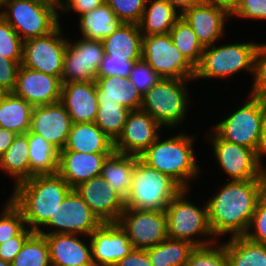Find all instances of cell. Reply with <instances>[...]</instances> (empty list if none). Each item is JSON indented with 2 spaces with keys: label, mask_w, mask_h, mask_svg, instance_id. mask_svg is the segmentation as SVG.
<instances>
[{
  "label": "cell",
  "mask_w": 266,
  "mask_h": 266,
  "mask_svg": "<svg viewBox=\"0 0 266 266\" xmlns=\"http://www.w3.org/2000/svg\"><path fill=\"white\" fill-rule=\"evenodd\" d=\"M75 189L102 223H117L125 202L105 179L93 177Z\"/></svg>",
  "instance_id": "cell-20"
},
{
  "label": "cell",
  "mask_w": 266,
  "mask_h": 266,
  "mask_svg": "<svg viewBox=\"0 0 266 266\" xmlns=\"http://www.w3.org/2000/svg\"><path fill=\"white\" fill-rule=\"evenodd\" d=\"M249 100L226 119L212 127L223 140L253 149L260 140L266 117V100L249 95Z\"/></svg>",
  "instance_id": "cell-9"
},
{
  "label": "cell",
  "mask_w": 266,
  "mask_h": 266,
  "mask_svg": "<svg viewBox=\"0 0 266 266\" xmlns=\"http://www.w3.org/2000/svg\"><path fill=\"white\" fill-rule=\"evenodd\" d=\"M254 226V227H253ZM253 227L251 233L250 229ZM255 228V229H254ZM247 239L266 245V193L264 192L256 205L255 212L251 218L248 230L243 235Z\"/></svg>",
  "instance_id": "cell-44"
},
{
  "label": "cell",
  "mask_w": 266,
  "mask_h": 266,
  "mask_svg": "<svg viewBox=\"0 0 266 266\" xmlns=\"http://www.w3.org/2000/svg\"><path fill=\"white\" fill-rule=\"evenodd\" d=\"M38 1L47 3V4L51 5V6H53L55 9H58V8L61 9V5H62V2H63L61 0H38Z\"/></svg>",
  "instance_id": "cell-56"
},
{
  "label": "cell",
  "mask_w": 266,
  "mask_h": 266,
  "mask_svg": "<svg viewBox=\"0 0 266 266\" xmlns=\"http://www.w3.org/2000/svg\"><path fill=\"white\" fill-rule=\"evenodd\" d=\"M61 151L113 153L114 142L94 123H73Z\"/></svg>",
  "instance_id": "cell-26"
},
{
  "label": "cell",
  "mask_w": 266,
  "mask_h": 266,
  "mask_svg": "<svg viewBox=\"0 0 266 266\" xmlns=\"http://www.w3.org/2000/svg\"><path fill=\"white\" fill-rule=\"evenodd\" d=\"M212 245V246H211ZM213 247V248H212ZM215 247V248H214ZM186 266H230L225 252V246L210 244L203 247H195L191 252Z\"/></svg>",
  "instance_id": "cell-39"
},
{
  "label": "cell",
  "mask_w": 266,
  "mask_h": 266,
  "mask_svg": "<svg viewBox=\"0 0 266 266\" xmlns=\"http://www.w3.org/2000/svg\"><path fill=\"white\" fill-rule=\"evenodd\" d=\"M160 136L139 156L151 168L172 178L182 189L199 173L193 150L194 137L174 135L164 141Z\"/></svg>",
  "instance_id": "cell-3"
},
{
  "label": "cell",
  "mask_w": 266,
  "mask_h": 266,
  "mask_svg": "<svg viewBox=\"0 0 266 266\" xmlns=\"http://www.w3.org/2000/svg\"><path fill=\"white\" fill-rule=\"evenodd\" d=\"M147 0H105L122 23L139 24Z\"/></svg>",
  "instance_id": "cell-43"
},
{
  "label": "cell",
  "mask_w": 266,
  "mask_h": 266,
  "mask_svg": "<svg viewBox=\"0 0 266 266\" xmlns=\"http://www.w3.org/2000/svg\"><path fill=\"white\" fill-rule=\"evenodd\" d=\"M61 88L59 77L20 65L12 92L35 107L59 102Z\"/></svg>",
  "instance_id": "cell-16"
},
{
  "label": "cell",
  "mask_w": 266,
  "mask_h": 266,
  "mask_svg": "<svg viewBox=\"0 0 266 266\" xmlns=\"http://www.w3.org/2000/svg\"><path fill=\"white\" fill-rule=\"evenodd\" d=\"M89 238L94 266H115L134 249L118 223H102Z\"/></svg>",
  "instance_id": "cell-19"
},
{
  "label": "cell",
  "mask_w": 266,
  "mask_h": 266,
  "mask_svg": "<svg viewBox=\"0 0 266 266\" xmlns=\"http://www.w3.org/2000/svg\"><path fill=\"white\" fill-rule=\"evenodd\" d=\"M195 245L186 240L167 238L146 249L153 266H186Z\"/></svg>",
  "instance_id": "cell-34"
},
{
  "label": "cell",
  "mask_w": 266,
  "mask_h": 266,
  "mask_svg": "<svg viewBox=\"0 0 266 266\" xmlns=\"http://www.w3.org/2000/svg\"><path fill=\"white\" fill-rule=\"evenodd\" d=\"M264 193V179L231 181L209 199L208 222L212 234L242 236L248 230L257 202Z\"/></svg>",
  "instance_id": "cell-1"
},
{
  "label": "cell",
  "mask_w": 266,
  "mask_h": 266,
  "mask_svg": "<svg viewBox=\"0 0 266 266\" xmlns=\"http://www.w3.org/2000/svg\"><path fill=\"white\" fill-rule=\"evenodd\" d=\"M33 106L13 92H7L0 98V127L16 134L30 130Z\"/></svg>",
  "instance_id": "cell-29"
},
{
  "label": "cell",
  "mask_w": 266,
  "mask_h": 266,
  "mask_svg": "<svg viewBox=\"0 0 266 266\" xmlns=\"http://www.w3.org/2000/svg\"><path fill=\"white\" fill-rule=\"evenodd\" d=\"M97 101L119 103L130 111L139 110L143 96L127 77H96Z\"/></svg>",
  "instance_id": "cell-25"
},
{
  "label": "cell",
  "mask_w": 266,
  "mask_h": 266,
  "mask_svg": "<svg viewBox=\"0 0 266 266\" xmlns=\"http://www.w3.org/2000/svg\"><path fill=\"white\" fill-rule=\"evenodd\" d=\"M230 13L242 18L266 19V0H240Z\"/></svg>",
  "instance_id": "cell-47"
},
{
  "label": "cell",
  "mask_w": 266,
  "mask_h": 266,
  "mask_svg": "<svg viewBox=\"0 0 266 266\" xmlns=\"http://www.w3.org/2000/svg\"><path fill=\"white\" fill-rule=\"evenodd\" d=\"M26 134L29 144V179L38 175L56 174L59 151L42 136L30 131Z\"/></svg>",
  "instance_id": "cell-31"
},
{
  "label": "cell",
  "mask_w": 266,
  "mask_h": 266,
  "mask_svg": "<svg viewBox=\"0 0 266 266\" xmlns=\"http://www.w3.org/2000/svg\"><path fill=\"white\" fill-rule=\"evenodd\" d=\"M176 10L179 9V14L182 15L186 10L199 4L202 0H164Z\"/></svg>",
  "instance_id": "cell-53"
},
{
  "label": "cell",
  "mask_w": 266,
  "mask_h": 266,
  "mask_svg": "<svg viewBox=\"0 0 266 266\" xmlns=\"http://www.w3.org/2000/svg\"><path fill=\"white\" fill-rule=\"evenodd\" d=\"M104 55L102 40L81 38L73 43L67 42L61 84L95 81Z\"/></svg>",
  "instance_id": "cell-14"
},
{
  "label": "cell",
  "mask_w": 266,
  "mask_h": 266,
  "mask_svg": "<svg viewBox=\"0 0 266 266\" xmlns=\"http://www.w3.org/2000/svg\"><path fill=\"white\" fill-rule=\"evenodd\" d=\"M121 24L122 22L106 2L82 14L79 19L82 38L92 40H103L116 31Z\"/></svg>",
  "instance_id": "cell-32"
},
{
  "label": "cell",
  "mask_w": 266,
  "mask_h": 266,
  "mask_svg": "<svg viewBox=\"0 0 266 266\" xmlns=\"http://www.w3.org/2000/svg\"><path fill=\"white\" fill-rule=\"evenodd\" d=\"M115 266H153L146 249H133L117 262Z\"/></svg>",
  "instance_id": "cell-51"
},
{
  "label": "cell",
  "mask_w": 266,
  "mask_h": 266,
  "mask_svg": "<svg viewBox=\"0 0 266 266\" xmlns=\"http://www.w3.org/2000/svg\"><path fill=\"white\" fill-rule=\"evenodd\" d=\"M254 84L251 96L266 100V44H259L254 59Z\"/></svg>",
  "instance_id": "cell-45"
},
{
  "label": "cell",
  "mask_w": 266,
  "mask_h": 266,
  "mask_svg": "<svg viewBox=\"0 0 266 266\" xmlns=\"http://www.w3.org/2000/svg\"><path fill=\"white\" fill-rule=\"evenodd\" d=\"M94 123L115 143L121 136L130 110L119 103L98 102Z\"/></svg>",
  "instance_id": "cell-36"
},
{
  "label": "cell",
  "mask_w": 266,
  "mask_h": 266,
  "mask_svg": "<svg viewBox=\"0 0 266 266\" xmlns=\"http://www.w3.org/2000/svg\"><path fill=\"white\" fill-rule=\"evenodd\" d=\"M161 125L142 109L130 111L114 151L139 157L160 135Z\"/></svg>",
  "instance_id": "cell-17"
},
{
  "label": "cell",
  "mask_w": 266,
  "mask_h": 266,
  "mask_svg": "<svg viewBox=\"0 0 266 266\" xmlns=\"http://www.w3.org/2000/svg\"><path fill=\"white\" fill-rule=\"evenodd\" d=\"M104 2L105 0H66V2H62L61 10L67 12L68 10L73 9L81 16L82 14L101 6Z\"/></svg>",
  "instance_id": "cell-50"
},
{
  "label": "cell",
  "mask_w": 266,
  "mask_h": 266,
  "mask_svg": "<svg viewBox=\"0 0 266 266\" xmlns=\"http://www.w3.org/2000/svg\"><path fill=\"white\" fill-rule=\"evenodd\" d=\"M60 24L49 34L23 41L22 66L61 78L67 39Z\"/></svg>",
  "instance_id": "cell-13"
},
{
  "label": "cell",
  "mask_w": 266,
  "mask_h": 266,
  "mask_svg": "<svg viewBox=\"0 0 266 266\" xmlns=\"http://www.w3.org/2000/svg\"><path fill=\"white\" fill-rule=\"evenodd\" d=\"M117 223L134 249H148L168 238L167 216L163 210L125 208Z\"/></svg>",
  "instance_id": "cell-12"
},
{
  "label": "cell",
  "mask_w": 266,
  "mask_h": 266,
  "mask_svg": "<svg viewBox=\"0 0 266 266\" xmlns=\"http://www.w3.org/2000/svg\"><path fill=\"white\" fill-rule=\"evenodd\" d=\"M11 266H51L46 237L34 232L24 243Z\"/></svg>",
  "instance_id": "cell-38"
},
{
  "label": "cell",
  "mask_w": 266,
  "mask_h": 266,
  "mask_svg": "<svg viewBox=\"0 0 266 266\" xmlns=\"http://www.w3.org/2000/svg\"><path fill=\"white\" fill-rule=\"evenodd\" d=\"M102 222L88 207L82 196L76 189H72L65 197V199L58 205L54 214L43 225L44 227H55V231L44 232L41 228L37 233L41 235L46 234H79L91 235V233L98 228Z\"/></svg>",
  "instance_id": "cell-11"
},
{
  "label": "cell",
  "mask_w": 266,
  "mask_h": 266,
  "mask_svg": "<svg viewBox=\"0 0 266 266\" xmlns=\"http://www.w3.org/2000/svg\"><path fill=\"white\" fill-rule=\"evenodd\" d=\"M111 154L60 151L57 173L75 189L81 183L100 176L103 163Z\"/></svg>",
  "instance_id": "cell-22"
},
{
  "label": "cell",
  "mask_w": 266,
  "mask_h": 266,
  "mask_svg": "<svg viewBox=\"0 0 266 266\" xmlns=\"http://www.w3.org/2000/svg\"><path fill=\"white\" fill-rule=\"evenodd\" d=\"M256 153H257L258 162L260 166L262 167L261 157L263 156V154L266 155V117L264 118V121H263L262 131H261L260 140L257 146Z\"/></svg>",
  "instance_id": "cell-54"
},
{
  "label": "cell",
  "mask_w": 266,
  "mask_h": 266,
  "mask_svg": "<svg viewBox=\"0 0 266 266\" xmlns=\"http://www.w3.org/2000/svg\"><path fill=\"white\" fill-rule=\"evenodd\" d=\"M230 266H266V245L245 236H234L223 243Z\"/></svg>",
  "instance_id": "cell-33"
},
{
  "label": "cell",
  "mask_w": 266,
  "mask_h": 266,
  "mask_svg": "<svg viewBox=\"0 0 266 266\" xmlns=\"http://www.w3.org/2000/svg\"><path fill=\"white\" fill-rule=\"evenodd\" d=\"M264 192L266 193V170L264 172Z\"/></svg>",
  "instance_id": "cell-59"
},
{
  "label": "cell",
  "mask_w": 266,
  "mask_h": 266,
  "mask_svg": "<svg viewBox=\"0 0 266 266\" xmlns=\"http://www.w3.org/2000/svg\"><path fill=\"white\" fill-rule=\"evenodd\" d=\"M134 63L135 61L112 58V56L104 55L97 72V77L114 75L118 77L129 78Z\"/></svg>",
  "instance_id": "cell-46"
},
{
  "label": "cell",
  "mask_w": 266,
  "mask_h": 266,
  "mask_svg": "<svg viewBox=\"0 0 266 266\" xmlns=\"http://www.w3.org/2000/svg\"><path fill=\"white\" fill-rule=\"evenodd\" d=\"M60 102L65 106L72 123H91L98 111L95 81L69 82L62 85Z\"/></svg>",
  "instance_id": "cell-23"
},
{
  "label": "cell",
  "mask_w": 266,
  "mask_h": 266,
  "mask_svg": "<svg viewBox=\"0 0 266 266\" xmlns=\"http://www.w3.org/2000/svg\"><path fill=\"white\" fill-rule=\"evenodd\" d=\"M230 16V10L227 7L204 1L181 15L204 48L214 45V42L222 37L225 32L223 30L225 19Z\"/></svg>",
  "instance_id": "cell-21"
},
{
  "label": "cell",
  "mask_w": 266,
  "mask_h": 266,
  "mask_svg": "<svg viewBox=\"0 0 266 266\" xmlns=\"http://www.w3.org/2000/svg\"><path fill=\"white\" fill-rule=\"evenodd\" d=\"M16 135V133L0 127V158L13 143Z\"/></svg>",
  "instance_id": "cell-52"
},
{
  "label": "cell",
  "mask_w": 266,
  "mask_h": 266,
  "mask_svg": "<svg viewBox=\"0 0 266 266\" xmlns=\"http://www.w3.org/2000/svg\"><path fill=\"white\" fill-rule=\"evenodd\" d=\"M71 190L58 173L38 175L16 185L10 200L21 210L28 228L37 232Z\"/></svg>",
  "instance_id": "cell-2"
},
{
  "label": "cell",
  "mask_w": 266,
  "mask_h": 266,
  "mask_svg": "<svg viewBox=\"0 0 266 266\" xmlns=\"http://www.w3.org/2000/svg\"><path fill=\"white\" fill-rule=\"evenodd\" d=\"M169 34L173 44L196 67L200 63L204 47L189 24L180 17L173 25Z\"/></svg>",
  "instance_id": "cell-37"
},
{
  "label": "cell",
  "mask_w": 266,
  "mask_h": 266,
  "mask_svg": "<svg viewBox=\"0 0 266 266\" xmlns=\"http://www.w3.org/2000/svg\"><path fill=\"white\" fill-rule=\"evenodd\" d=\"M0 266H11V263L3 261L2 259H0Z\"/></svg>",
  "instance_id": "cell-58"
},
{
  "label": "cell",
  "mask_w": 266,
  "mask_h": 266,
  "mask_svg": "<svg viewBox=\"0 0 266 266\" xmlns=\"http://www.w3.org/2000/svg\"><path fill=\"white\" fill-rule=\"evenodd\" d=\"M0 216V244L16 237L26 226L21 210L9 199Z\"/></svg>",
  "instance_id": "cell-40"
},
{
  "label": "cell",
  "mask_w": 266,
  "mask_h": 266,
  "mask_svg": "<svg viewBox=\"0 0 266 266\" xmlns=\"http://www.w3.org/2000/svg\"><path fill=\"white\" fill-rule=\"evenodd\" d=\"M148 3L149 6L147 5ZM181 17L177 10L164 0H147L142 19L138 24L143 36L169 34Z\"/></svg>",
  "instance_id": "cell-30"
},
{
  "label": "cell",
  "mask_w": 266,
  "mask_h": 266,
  "mask_svg": "<svg viewBox=\"0 0 266 266\" xmlns=\"http://www.w3.org/2000/svg\"><path fill=\"white\" fill-rule=\"evenodd\" d=\"M72 124L65 106L59 101L54 104L35 106L29 131L42 136L60 152L65 147Z\"/></svg>",
  "instance_id": "cell-18"
},
{
  "label": "cell",
  "mask_w": 266,
  "mask_h": 266,
  "mask_svg": "<svg viewBox=\"0 0 266 266\" xmlns=\"http://www.w3.org/2000/svg\"><path fill=\"white\" fill-rule=\"evenodd\" d=\"M2 55L14 61H22L23 40L0 16V56Z\"/></svg>",
  "instance_id": "cell-41"
},
{
  "label": "cell",
  "mask_w": 266,
  "mask_h": 266,
  "mask_svg": "<svg viewBox=\"0 0 266 266\" xmlns=\"http://www.w3.org/2000/svg\"><path fill=\"white\" fill-rule=\"evenodd\" d=\"M0 168L15 177V186L29 179V144L27 134H17L0 158Z\"/></svg>",
  "instance_id": "cell-35"
},
{
  "label": "cell",
  "mask_w": 266,
  "mask_h": 266,
  "mask_svg": "<svg viewBox=\"0 0 266 266\" xmlns=\"http://www.w3.org/2000/svg\"><path fill=\"white\" fill-rule=\"evenodd\" d=\"M137 156L113 152L103 163L100 176L109 183L124 200L132 183Z\"/></svg>",
  "instance_id": "cell-28"
},
{
  "label": "cell",
  "mask_w": 266,
  "mask_h": 266,
  "mask_svg": "<svg viewBox=\"0 0 266 266\" xmlns=\"http://www.w3.org/2000/svg\"><path fill=\"white\" fill-rule=\"evenodd\" d=\"M142 38L138 24L122 23L116 31L102 40L105 55L137 61L142 58Z\"/></svg>",
  "instance_id": "cell-27"
},
{
  "label": "cell",
  "mask_w": 266,
  "mask_h": 266,
  "mask_svg": "<svg viewBox=\"0 0 266 266\" xmlns=\"http://www.w3.org/2000/svg\"><path fill=\"white\" fill-rule=\"evenodd\" d=\"M213 134L210 140L215 157L221 169L232 178L231 181L264 179L266 168L260 166L253 149L223 140L215 131Z\"/></svg>",
  "instance_id": "cell-15"
},
{
  "label": "cell",
  "mask_w": 266,
  "mask_h": 266,
  "mask_svg": "<svg viewBox=\"0 0 266 266\" xmlns=\"http://www.w3.org/2000/svg\"><path fill=\"white\" fill-rule=\"evenodd\" d=\"M162 79L143 95L141 108L161 126L175 127L182 122L188 106L186 81Z\"/></svg>",
  "instance_id": "cell-8"
},
{
  "label": "cell",
  "mask_w": 266,
  "mask_h": 266,
  "mask_svg": "<svg viewBox=\"0 0 266 266\" xmlns=\"http://www.w3.org/2000/svg\"><path fill=\"white\" fill-rule=\"evenodd\" d=\"M186 189H182L168 204L167 216L168 237L186 240L196 247H203L217 242L216 239L195 240L193 236L213 235L208 222L207 206L201 209L185 198ZM194 238V239H193Z\"/></svg>",
  "instance_id": "cell-7"
},
{
  "label": "cell",
  "mask_w": 266,
  "mask_h": 266,
  "mask_svg": "<svg viewBox=\"0 0 266 266\" xmlns=\"http://www.w3.org/2000/svg\"><path fill=\"white\" fill-rule=\"evenodd\" d=\"M4 6L0 16L23 41L45 36L60 24L57 9L38 0H3L0 9Z\"/></svg>",
  "instance_id": "cell-5"
},
{
  "label": "cell",
  "mask_w": 266,
  "mask_h": 266,
  "mask_svg": "<svg viewBox=\"0 0 266 266\" xmlns=\"http://www.w3.org/2000/svg\"><path fill=\"white\" fill-rule=\"evenodd\" d=\"M51 266H94L92 247L77 234H46Z\"/></svg>",
  "instance_id": "cell-24"
},
{
  "label": "cell",
  "mask_w": 266,
  "mask_h": 266,
  "mask_svg": "<svg viewBox=\"0 0 266 266\" xmlns=\"http://www.w3.org/2000/svg\"><path fill=\"white\" fill-rule=\"evenodd\" d=\"M181 190L172 178L151 168L137 157L131 188L124 200L125 208L165 211Z\"/></svg>",
  "instance_id": "cell-4"
},
{
  "label": "cell",
  "mask_w": 266,
  "mask_h": 266,
  "mask_svg": "<svg viewBox=\"0 0 266 266\" xmlns=\"http://www.w3.org/2000/svg\"><path fill=\"white\" fill-rule=\"evenodd\" d=\"M259 44L233 43L205 47L194 79L227 78L240 70L254 72V59Z\"/></svg>",
  "instance_id": "cell-6"
},
{
  "label": "cell",
  "mask_w": 266,
  "mask_h": 266,
  "mask_svg": "<svg viewBox=\"0 0 266 266\" xmlns=\"http://www.w3.org/2000/svg\"><path fill=\"white\" fill-rule=\"evenodd\" d=\"M22 61H14L0 56V85L7 91L12 92L16 85L17 73Z\"/></svg>",
  "instance_id": "cell-49"
},
{
  "label": "cell",
  "mask_w": 266,
  "mask_h": 266,
  "mask_svg": "<svg viewBox=\"0 0 266 266\" xmlns=\"http://www.w3.org/2000/svg\"><path fill=\"white\" fill-rule=\"evenodd\" d=\"M204 2L215 3L227 7L230 11L240 0H202Z\"/></svg>",
  "instance_id": "cell-55"
},
{
  "label": "cell",
  "mask_w": 266,
  "mask_h": 266,
  "mask_svg": "<svg viewBox=\"0 0 266 266\" xmlns=\"http://www.w3.org/2000/svg\"><path fill=\"white\" fill-rule=\"evenodd\" d=\"M7 91L0 85V98H3Z\"/></svg>",
  "instance_id": "cell-57"
},
{
  "label": "cell",
  "mask_w": 266,
  "mask_h": 266,
  "mask_svg": "<svg viewBox=\"0 0 266 266\" xmlns=\"http://www.w3.org/2000/svg\"><path fill=\"white\" fill-rule=\"evenodd\" d=\"M142 58L164 79H194L195 67L173 44L170 34L143 36Z\"/></svg>",
  "instance_id": "cell-10"
},
{
  "label": "cell",
  "mask_w": 266,
  "mask_h": 266,
  "mask_svg": "<svg viewBox=\"0 0 266 266\" xmlns=\"http://www.w3.org/2000/svg\"><path fill=\"white\" fill-rule=\"evenodd\" d=\"M162 79L163 77L157 73L143 58L135 61L129 75V81L136 86L142 96Z\"/></svg>",
  "instance_id": "cell-42"
},
{
  "label": "cell",
  "mask_w": 266,
  "mask_h": 266,
  "mask_svg": "<svg viewBox=\"0 0 266 266\" xmlns=\"http://www.w3.org/2000/svg\"><path fill=\"white\" fill-rule=\"evenodd\" d=\"M34 233L31 229L24 228L16 237L10 238L0 244V259L11 263L22 249L25 241Z\"/></svg>",
  "instance_id": "cell-48"
}]
</instances>
